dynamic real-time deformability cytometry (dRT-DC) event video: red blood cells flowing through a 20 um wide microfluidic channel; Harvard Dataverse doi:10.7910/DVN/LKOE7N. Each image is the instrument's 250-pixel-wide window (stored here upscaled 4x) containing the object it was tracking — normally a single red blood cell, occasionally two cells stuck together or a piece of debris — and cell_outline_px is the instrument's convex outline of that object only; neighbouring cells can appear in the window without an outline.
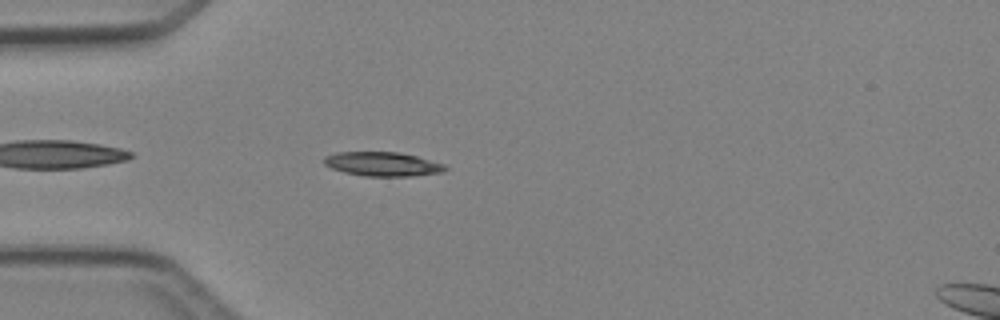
{"species": "Egyptian fruit bat (a non-hibernating species)", "species_latin": "Rousettus aegyptiacus", "temperature_condition": "cold", "stored_images_in_passage": 2, "camera_frame_rate_fps": 3000, "um_per_image_px": 0.085, "animal": {"sex": "female"}, "frame": {"image": 1, "passage_image": 2, "time_ms": 1.333, "image_size_px": [1000, 320], "cell_outline_px": [[448, 168], [444, 172], [412, 176], [364, 176], [344, 172], [332, 168], [324, 164], [324, 156], [336, 152], [400, 152], [416, 156], [444, 164]], "centroid_in_image_um": [32.52, 13.94], "position_along_channel_um": 52.5, "area_um2": 17.05}}